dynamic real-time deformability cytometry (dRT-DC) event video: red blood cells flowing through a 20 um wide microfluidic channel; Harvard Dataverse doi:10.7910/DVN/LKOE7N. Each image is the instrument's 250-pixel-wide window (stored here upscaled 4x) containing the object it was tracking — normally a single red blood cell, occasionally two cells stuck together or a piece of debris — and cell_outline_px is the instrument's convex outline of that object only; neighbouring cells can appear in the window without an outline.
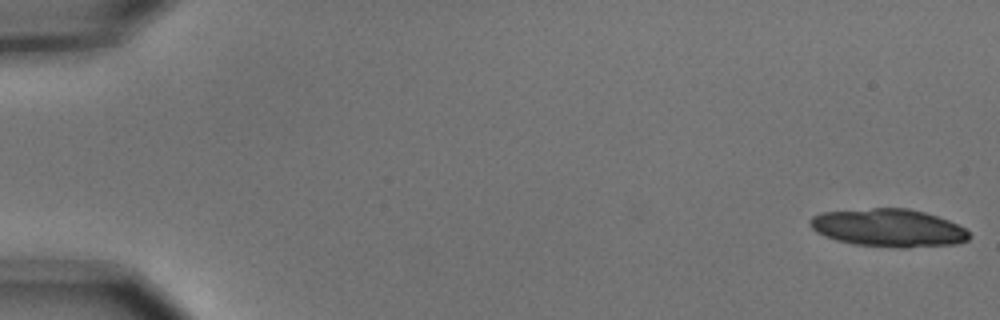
{"species": "common noctule bat (a hibernating species)", "species_latin": "Nyctalus noctula", "temperature_condition": "cold", "stored_images_in_passage": 8, "camera_frame_rate_fps": 3000, "um_per_image_px": 0.085, "animal": {"sex": "male", "body_mass_g": 15.6}, "frame": {"image": 1, "passage_image": 1, "time_ms": 0.0, "image_size_px": [1000, 320], "cell_outline_px": [[972, 236], [968, 240], [956, 244], [908, 248], [896, 248], [856, 244], [836, 240], [824, 236], [816, 232], [808, 224], [808, 220], [812, 216], [820, 212], [872, 208], [908, 208], [924, 212], [948, 220], [964, 228]], "centroid_in_image_um": [75.5, 19.37], "position_along_channel_um": 9.5, "area_um2": 35.37}}
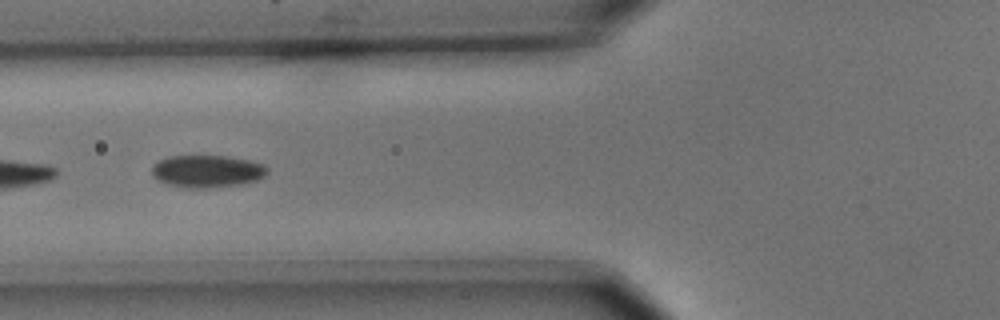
{"frame": {"image": 2, "passage_image": 7, "time_ms": 2.0, "image_size_px": [1000, 320], "cell_outline_px": [[268, 172], [264, 176], [256, 180], [240, 184], [204, 188], [184, 188], [168, 184], [152, 176], [152, 164], [168, 156], [228, 156], [252, 160], [264, 164], [268, 168]], "centroid_in_image_um": [17.61, 14.54], "position_along_channel_um": 108.2, "area_um2": 21.85}}
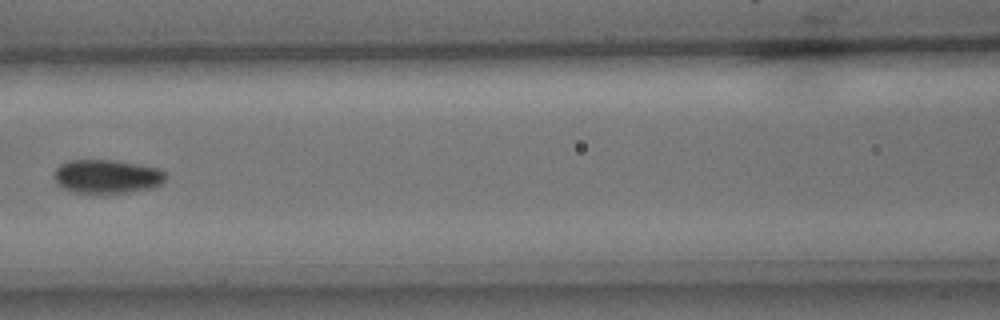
{"frame": {"image": 3, "passage_image": 8, "time_ms": 2.333, "image_size_px": [1000, 320], "cell_outline_px": [[168, 176], [156, 188], [104, 196], [72, 192], [56, 184], [52, 176], [56, 168], [60, 164], [68, 160], [116, 160], [160, 168]], "centroid_in_image_um": [9.08, 15.04], "position_along_channel_um": 157.5, "area_um2": 23.0}}